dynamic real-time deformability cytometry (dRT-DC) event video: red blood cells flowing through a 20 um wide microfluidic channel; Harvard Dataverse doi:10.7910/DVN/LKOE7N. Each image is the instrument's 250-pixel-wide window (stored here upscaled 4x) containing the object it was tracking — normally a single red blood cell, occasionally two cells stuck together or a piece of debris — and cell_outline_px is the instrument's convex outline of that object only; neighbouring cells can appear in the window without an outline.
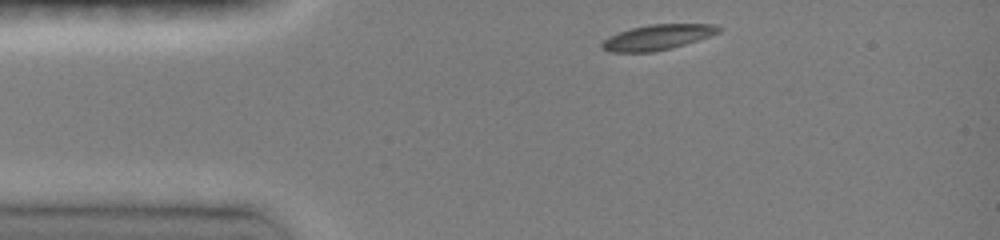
{"species": "common noctule bat (a hibernating species)", "species_latin": "Nyctalus noctula", "temperature_condition": "room temperature", "stored_images_in_passage": 35, "camera_frame_rate_fps": 3000, "um_per_image_px": 0.085, "animal": {"sex": "female", "body_mass_g": 19.0, "forearm_length_mm": 51.5}, "frame": {"image": 1, "passage_image": 1, "time_ms": 0.0, "image_size_px": [1000, 240], "cell_outline_px": [[724, 28], [720, 32], [672, 48], [652, 52], [608, 52], [600, 48], [600, 44], [608, 36], [632, 28], [648, 24], [716, 24]], "centroid_in_image_um": [55.86, 3.16], "position_along_channel_um": 29.1, "area_um2": 17.22}}
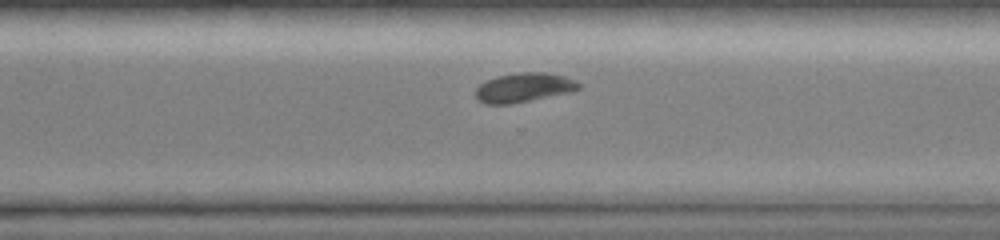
{"frame": {"image": 2, "passage_image": 26, "time_ms": 8.333, "image_size_px": [1000, 240], "cell_outline_px": [[580, 88], [564, 92], [528, 100], [508, 104], [484, 104], [476, 96], [476, 88], [480, 84], [496, 76], [520, 72], [544, 72], [564, 76], [576, 80], [580, 84]], "centroid_in_image_um": [44.48, 7.42], "position_along_channel_um": 326.1, "area_um2": 17.05}}
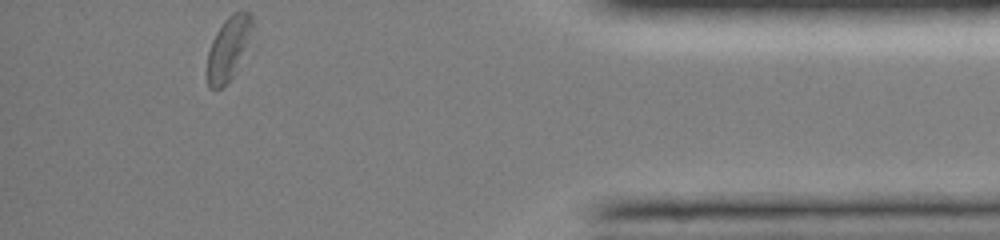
{"frame": {"image": 3, "passage_image": 35, "time_ms": 11.333, "image_size_px": [1000, 240], "cell_outline_px": [[256, 44], [232, 76], [216, 92], [208, 88], [208, 52], [212, 40], [216, 32], [224, 20], [232, 12], [248, 12], [252, 16]], "centroid_in_image_um": [19.54, 4.1], "position_along_channel_um": 415.7, "area_um2": 17.86}, "authors_computed_cell_mechanics": {"area_um2": 17.629, "velocity_mm_per_s": 4.065, "shape_relaxation_time_tau1_ms": 3.9676, "shape_relaxation_time_tau2_ms": null, "deformation_change_tau1": 0.1378, "deformation_change_tau2": null}}